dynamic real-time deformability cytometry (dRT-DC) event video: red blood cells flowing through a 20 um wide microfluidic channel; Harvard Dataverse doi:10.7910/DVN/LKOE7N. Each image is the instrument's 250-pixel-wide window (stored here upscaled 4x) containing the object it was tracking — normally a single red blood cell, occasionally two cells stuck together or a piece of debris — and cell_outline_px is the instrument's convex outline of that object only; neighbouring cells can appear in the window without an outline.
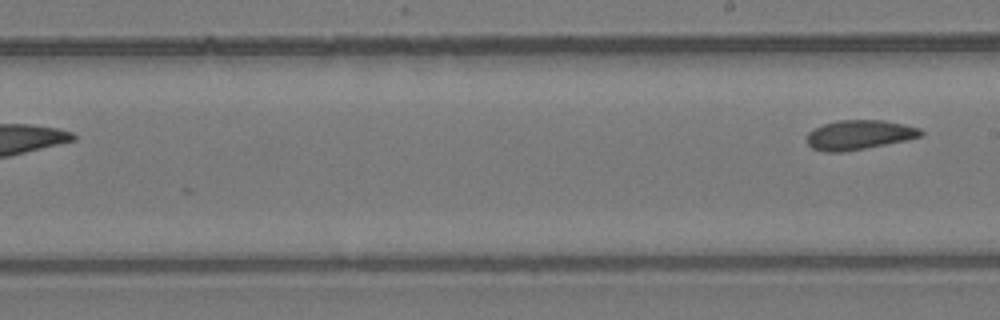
{"species": "common noctule bat (a hibernating species)", "species_latin": "Nyctalus noctula", "temperature_condition": "room temperature", "stored_images_in_passage": 20, "segment_of_instrument_passage": [2, 2], "camera_frame_rate_fps": 3000, "um_per_image_px": 0.085, "animal": {"sex": "female", "body_mass_g": 24.6, "forearm_length_mm": 56.2}, "frame": {"image": 1, "passage_image": 20, "time_ms": 6.333, "image_size_px": [1000, 320], "cell_outline_px": [[924, 136], [864, 148], [840, 152], [824, 152], [812, 148], [808, 144], [808, 132], [824, 124], [836, 120], [884, 120], [920, 128], [924, 132]], "centroid_in_image_um": [73.03, 11.45], "position_along_channel_um": 216.0, "area_um2": 19.36}}